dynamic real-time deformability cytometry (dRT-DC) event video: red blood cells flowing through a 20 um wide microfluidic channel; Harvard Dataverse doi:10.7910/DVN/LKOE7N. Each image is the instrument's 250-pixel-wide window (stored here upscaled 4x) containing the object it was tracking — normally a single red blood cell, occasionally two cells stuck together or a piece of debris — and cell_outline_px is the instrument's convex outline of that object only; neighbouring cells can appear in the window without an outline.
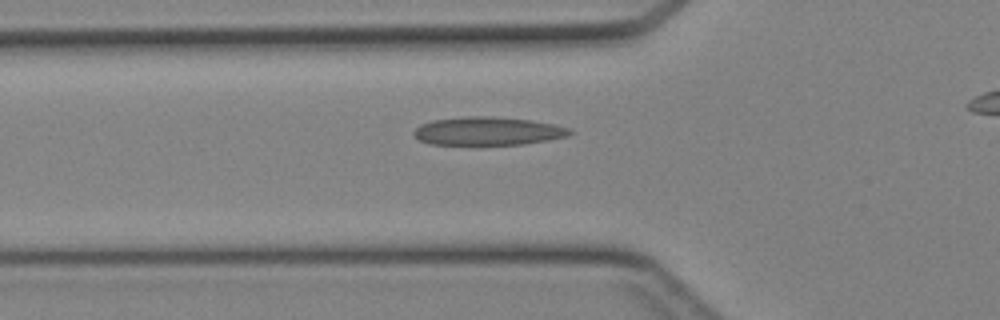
{"species": "Egyptian fruit bat (a non-hibernating species)", "species_latin": "Rousettus aegyptiacus", "temperature_condition": "cold", "stored_images_in_passage": 28, "camera_frame_rate_fps": 3000, "um_per_image_px": 0.085, "animal": {"sex": "female"}, "frame": {"image": 1, "passage_image": 4, "time_ms": 1.0, "image_size_px": [1000, 320], "cell_outline_px": [[572, 132], [568, 136], [548, 140], [524, 144], [428, 144], [420, 140], [412, 132], [420, 124], [432, 120], [464, 116], [488, 116], [532, 120], [552, 124], [568, 128]], "centroid_in_image_um": [41.44, 11.13], "position_along_channel_um": 84.4, "area_um2": 25.55}}
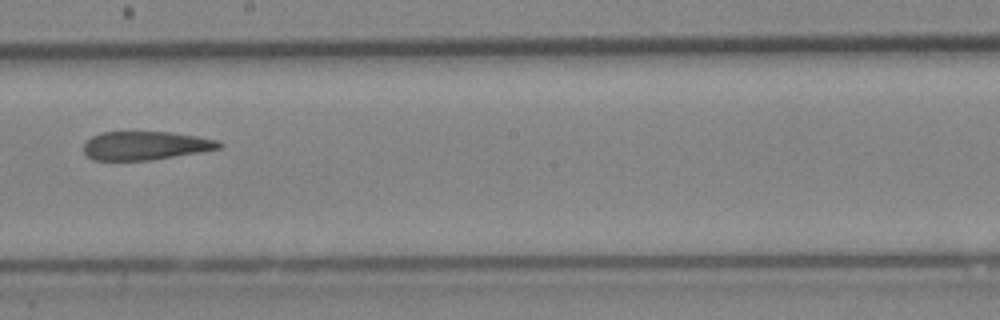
{"frame": {"image": 2, "passage_image": 14, "time_ms": 4.333, "image_size_px": [1000, 320], "cell_outline_px": [[224, 144], [220, 148], [200, 152], [152, 160], [92, 160], [84, 152], [84, 144], [92, 136], [104, 132], [172, 132], [196, 136], [216, 140]], "centroid_in_image_um": [12.37, 12.38], "position_along_channel_um": 235.8, "area_um2": 22.43}}
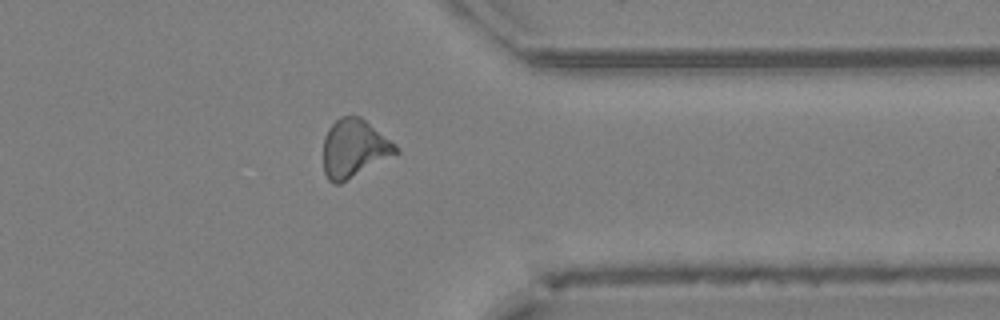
{"frame": {"image": 3, "passage_image": 24, "time_ms": 7.667, "image_size_px": [1000, 320], "cell_outline_px": [[400, 152], [340, 184], [332, 184], [328, 180], [324, 172], [324, 136], [328, 128], [340, 116], [360, 116], [396, 144], [400, 148]], "centroid_in_image_um": [30.1, 12.62], "position_along_channel_um": 381.3, "area_um2": 24.62}}